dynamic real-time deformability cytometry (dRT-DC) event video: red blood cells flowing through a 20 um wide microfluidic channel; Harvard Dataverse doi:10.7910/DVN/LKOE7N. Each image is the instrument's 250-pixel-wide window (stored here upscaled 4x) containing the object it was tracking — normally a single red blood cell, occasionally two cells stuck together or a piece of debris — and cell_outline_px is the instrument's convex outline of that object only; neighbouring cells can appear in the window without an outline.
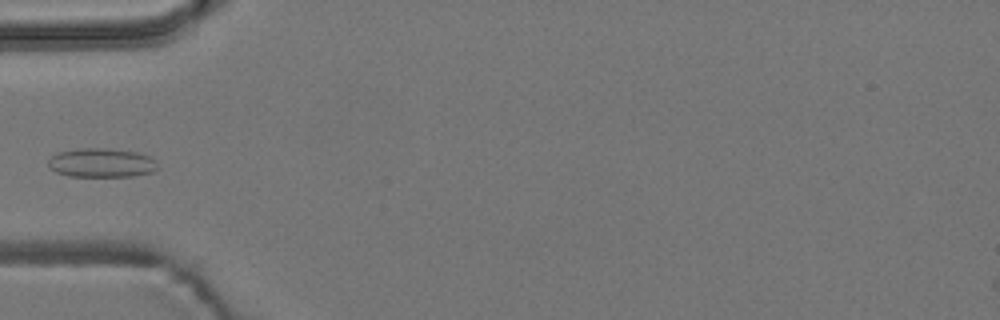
{"species": "common noctule bat (a hibernating species)", "species_latin": "Nyctalus noctula", "temperature_condition": "room temperature", "stored_images_in_passage": 6, "camera_frame_rate_fps": 3000, "um_per_image_px": 0.085, "animal": {"sex": "male", "body_mass_g": 19.2, "forearm_length_mm": 51.8}, "frame": {"image": 1, "passage_image": 6, "time_ms": 7.333, "image_size_px": [1000, 320], "cell_outline_px": [[156, 168], [152, 172], [132, 176], [68, 176], [56, 172], [48, 168], [48, 160], [52, 156], [60, 152], [80, 148], [104, 148], [136, 152], [148, 156], [156, 160]], "centroid_in_image_um": [8.59, 13.84], "position_along_channel_um": 76.4, "area_um2": 18.38}}